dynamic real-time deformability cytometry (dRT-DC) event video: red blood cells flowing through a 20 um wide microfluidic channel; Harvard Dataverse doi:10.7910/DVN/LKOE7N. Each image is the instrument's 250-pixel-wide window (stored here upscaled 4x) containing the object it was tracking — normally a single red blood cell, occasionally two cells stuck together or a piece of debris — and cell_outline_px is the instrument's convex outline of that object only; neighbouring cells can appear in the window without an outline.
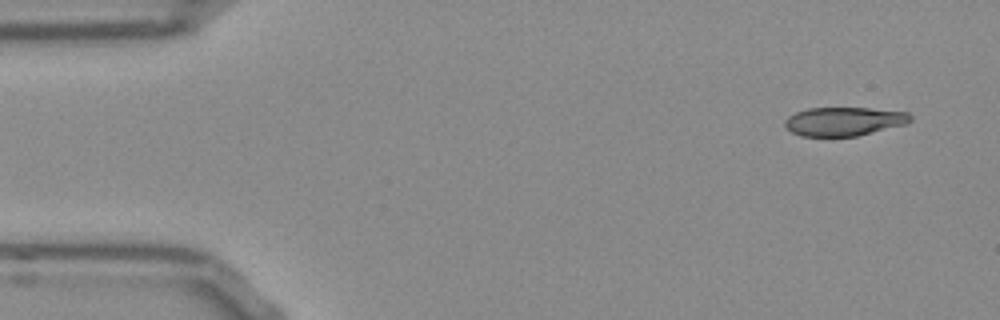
{"species": "Egyptian fruit bat (a non-hibernating species)", "species_latin": "Rousettus aegyptiacus", "temperature_condition": "room temperature", "stored_images_in_passage": 50, "camera_frame_rate_fps": 3000, "um_per_image_px": 0.085, "frame": {"image": 1, "passage_image": 1, "time_ms": 0.0, "image_size_px": [1000, 320], "cell_outline_px": [[912, 120], [908, 124], [856, 136], [800, 136], [792, 132], [784, 124], [784, 120], [788, 116], [796, 112], [808, 108], [868, 108], [908, 112], [912, 116]], "centroid_in_image_um": [71.76, 10.32], "position_along_channel_um": 13.2, "area_um2": 21.1}}
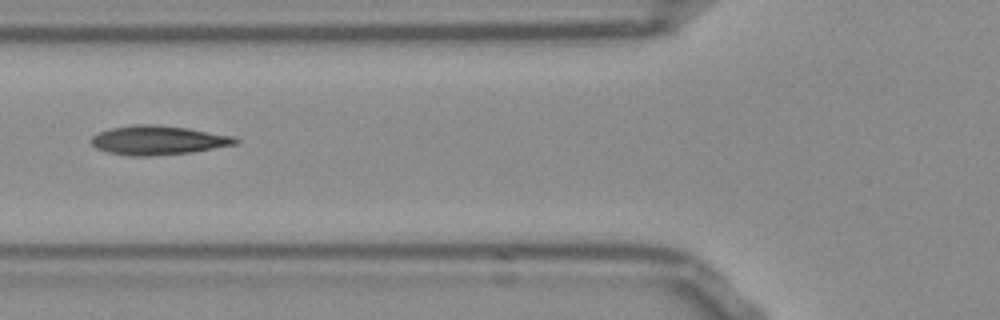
{"frame": {"image": 2, "passage_image": 17, "time_ms": 5.333, "image_size_px": [1000, 320], "cell_outline_px": [[240, 140], [236, 144], [192, 152], [148, 156], [132, 156], [108, 152], [96, 148], [92, 144], [92, 136], [100, 132], [112, 128], [136, 124], [156, 124], [188, 128], [236, 136]], "centroid_in_image_um": [13.48, 11.91], "position_along_channel_um": 112.3, "area_um2": 24.39}}
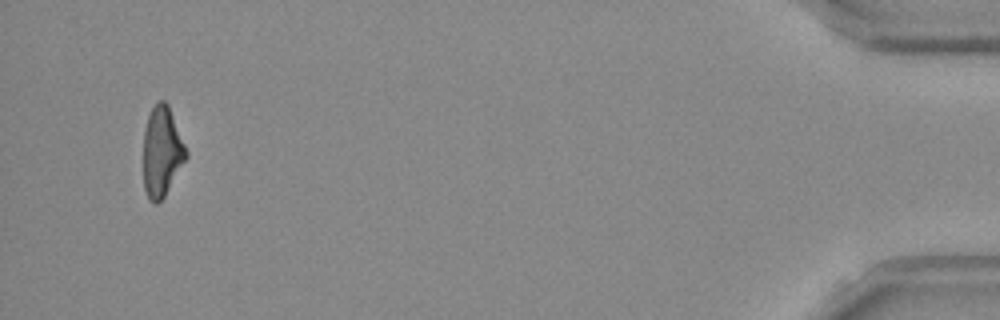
{"frame": {"image": 3, "passage_image": 48, "time_ms": 15.667, "image_size_px": [1000, 320], "cell_outline_px": [[188, 156], [164, 196], [156, 204], [148, 200], [144, 188], [144, 128], [148, 116], [156, 100], [164, 100], [168, 104], [188, 152]], "centroid_in_image_um": [13.75, 12.87], "position_along_channel_um": 421.4, "area_um2": 22.37}, "authors_computed_cell_mechanics": {"area_um2": 23.2356, "velocity_mm_per_s": 3.8237, "shape_relaxation_time_tau1_ms": 5.4599, "shape_relaxation_time_tau2_ms": 2.73, "deformation_change_tau1": 0.1774, "deformation_change_tau2": 0.1076}}